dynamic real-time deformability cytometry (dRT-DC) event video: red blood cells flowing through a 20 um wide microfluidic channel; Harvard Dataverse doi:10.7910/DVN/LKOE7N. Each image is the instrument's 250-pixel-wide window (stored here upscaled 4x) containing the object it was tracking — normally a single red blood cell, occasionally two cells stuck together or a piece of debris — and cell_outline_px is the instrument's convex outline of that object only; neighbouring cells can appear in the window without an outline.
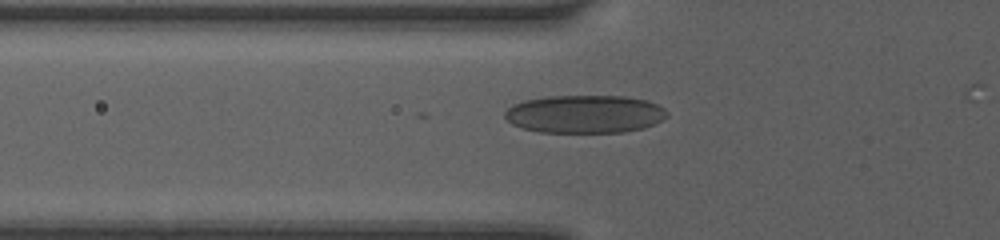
{"species": "human", "species_latin": "Homo sapiens", "temperature_condition": "room temperature", "stored_images_in_passage": 3, "camera_frame_rate_fps": 3000, "um_per_image_px": 0.085, "donor": {"sex": "female"}, "frame": {"image": 1, "passage_image": 3, "time_ms": 2.0, "image_size_px": [1000, 240], "cell_outline_px": [[668, 116], [644, 128], [624, 132], [540, 132], [520, 128], [512, 124], [504, 116], [504, 112], [512, 104], [524, 100], [548, 96], [624, 96], [648, 100], [664, 108], [668, 112]], "centroid_in_image_um": [49.69, 9.69], "position_along_channel_um": 76.1, "area_um2": 36.07}}